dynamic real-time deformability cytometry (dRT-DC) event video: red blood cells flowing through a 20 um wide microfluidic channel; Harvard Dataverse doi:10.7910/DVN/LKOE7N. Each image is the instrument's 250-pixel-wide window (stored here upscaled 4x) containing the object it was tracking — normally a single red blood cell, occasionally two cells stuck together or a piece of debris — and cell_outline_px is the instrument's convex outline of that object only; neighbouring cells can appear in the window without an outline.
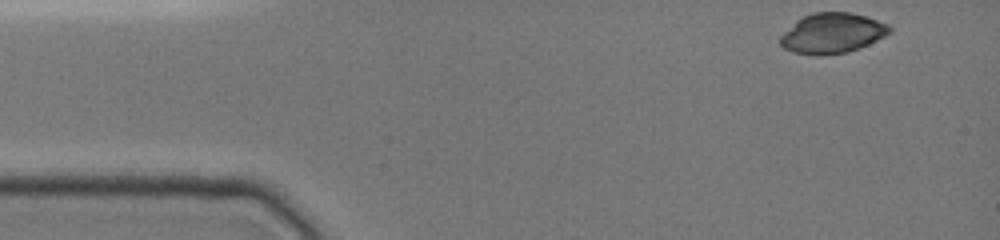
{"species": "common noctule bat (a hibernating species)", "species_latin": "Nyctalus noctula", "temperature_condition": "cold", "stored_images_in_passage": 16, "camera_frame_rate_fps": 3000, "um_per_image_px": 0.085, "animal": {"sex": "female", "body_mass_g": 19.0, "forearm_length_mm": 51.5}, "frame": {"image": 1, "passage_image": 1, "time_ms": 0.0, "image_size_px": [1000, 240], "cell_outline_px": [[892, 32], [860, 48], [848, 52], [792, 52], [784, 48], [780, 44], [780, 36], [796, 20], [812, 12], [852, 12], [888, 24], [892, 28]], "centroid_in_image_um": [70.77, 2.77], "position_along_channel_um": 14.2, "area_um2": 24.85}}
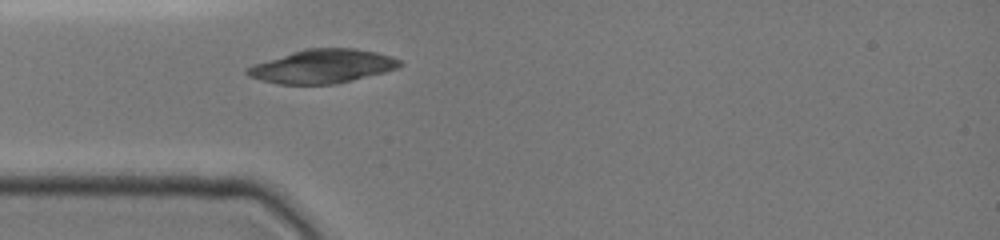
{"frame": {"image": 2, "passage_image": 10, "time_ms": 3.333, "image_size_px": [1000, 240], "cell_outline_px": [[404, 64], [396, 68], [384, 72], [336, 84], [276, 84], [260, 80], [248, 76], [244, 72], [244, 68], [252, 64], [304, 48], [356, 48], [376, 52], [392, 56], [400, 60]], "centroid_in_image_um": [27.36, 5.63], "position_along_channel_um": 57.6, "area_um2": 30.23}}
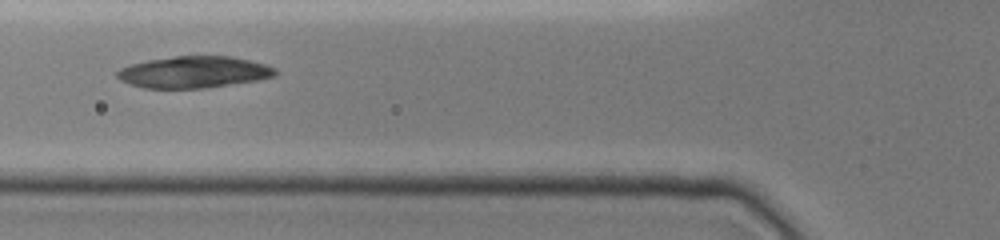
{"frame": {"image": 3, "passage_image": 14, "time_ms": 4.667, "image_size_px": [1000, 240], "cell_outline_px": [[280, 72], [276, 76], [256, 80], [204, 88], [144, 88], [128, 84], [120, 80], [116, 76], [116, 72], [120, 68], [128, 64], [148, 60], [176, 56], [232, 56], [264, 64], [276, 68]], "centroid_in_image_um": [16.45, 6.13], "position_along_channel_um": 109.3, "area_um2": 29.25}}